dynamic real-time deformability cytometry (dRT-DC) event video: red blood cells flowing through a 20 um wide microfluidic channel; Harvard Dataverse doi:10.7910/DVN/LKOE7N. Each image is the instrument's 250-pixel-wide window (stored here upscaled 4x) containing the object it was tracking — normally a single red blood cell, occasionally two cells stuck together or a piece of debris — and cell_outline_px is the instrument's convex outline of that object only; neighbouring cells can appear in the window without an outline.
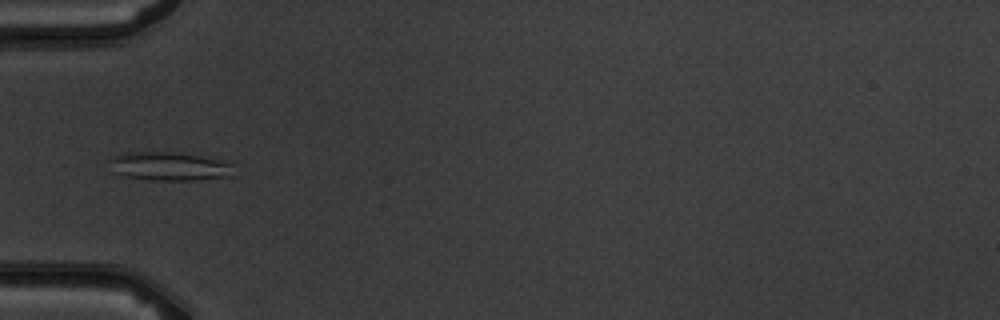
{"species": "common noctule bat (a hibernating species)", "species_latin": "Nyctalus noctula", "temperature_condition": "warm", "stored_images_in_passage": 5, "camera_frame_rate_fps": 3000, "um_per_image_px": 0.085, "animal": {"sex": "male", "body_mass_g": 19.5, "forearm_length_mm": 54.6}, "frame": {"image": 1, "passage_image": 5, "time_ms": 4.667, "image_size_px": [1000, 320], "cell_outline_px": [[232, 164], [224, 176], [196, 180], [152, 180], [124, 176], [112, 172], [104, 160], [128, 152], [168, 152], [196, 156], [220, 160]], "centroid_in_image_um": [14.17, 14.14], "position_along_channel_um": 70.8, "area_um2": 20.17}}